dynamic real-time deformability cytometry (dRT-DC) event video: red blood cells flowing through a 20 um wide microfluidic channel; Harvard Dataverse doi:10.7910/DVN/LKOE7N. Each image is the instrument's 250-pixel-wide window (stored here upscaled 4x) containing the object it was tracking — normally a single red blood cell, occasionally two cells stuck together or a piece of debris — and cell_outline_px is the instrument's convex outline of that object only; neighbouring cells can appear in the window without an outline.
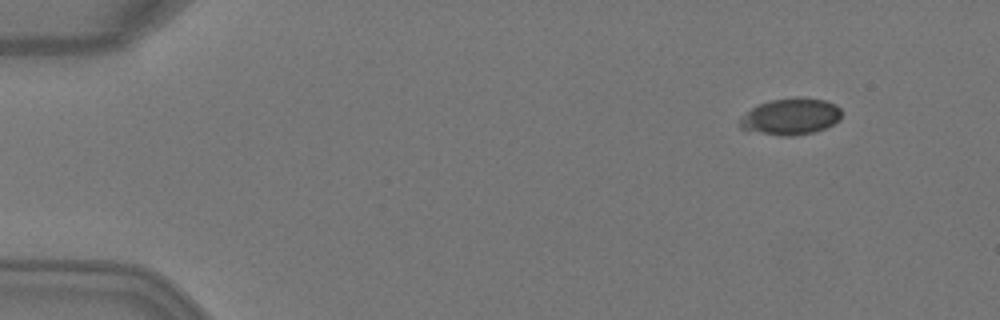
{"species": "Egyptian fruit bat (a non-hibernating species)", "species_latin": "Rousettus aegyptiacus", "temperature_condition": "warm", "stored_images_in_passage": 3, "camera_frame_rate_fps": 3000, "um_per_image_px": 0.085, "animal": {"sex": "female"}, "frame": {"image": 1, "passage_image": 3, "time_ms": 0.667, "image_size_px": [1000, 320], "cell_outline_px": [[840, 120], [824, 128], [812, 132], [796, 136], [784, 136], [748, 132], [740, 128], [740, 120], [752, 108], [760, 104], [772, 100], [796, 96], [800, 96], [824, 100], [836, 104], [840, 108]], "centroid_in_image_um": [67.21, 9.91], "position_along_channel_um": 17.8, "area_um2": 21.73}}